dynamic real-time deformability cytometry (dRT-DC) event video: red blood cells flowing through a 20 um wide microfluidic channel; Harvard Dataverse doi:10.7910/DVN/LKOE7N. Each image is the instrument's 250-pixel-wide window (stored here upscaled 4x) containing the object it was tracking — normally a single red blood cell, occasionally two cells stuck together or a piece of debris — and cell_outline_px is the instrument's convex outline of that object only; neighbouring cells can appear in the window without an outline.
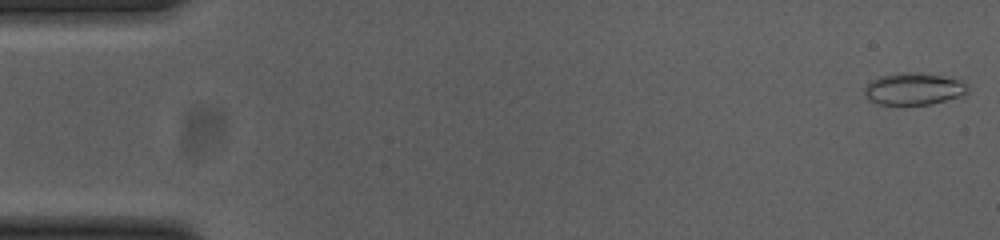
{"species": "common noctule bat (a hibernating species)", "species_latin": "Nyctalus noctula", "temperature_condition": "cold", "stored_images_in_passage": 55, "camera_frame_rate_fps": 3000, "um_per_image_px": 0.085, "animal": {"sex": "female", "body_mass_g": 23.0, "forearm_length_mm": 53.4}, "frame": {"image": 1, "passage_image": 1, "time_ms": 0.0, "image_size_px": [1000, 240], "cell_outline_px": [[968, 92], [960, 96], [932, 104], [880, 104], [868, 100], [864, 92], [864, 88], [872, 80], [880, 76], [896, 72], [916, 72], [960, 76], [968, 84]], "centroid_in_image_um": [77.76, 7.51], "position_along_channel_um": 7.2, "area_um2": 19.88}}
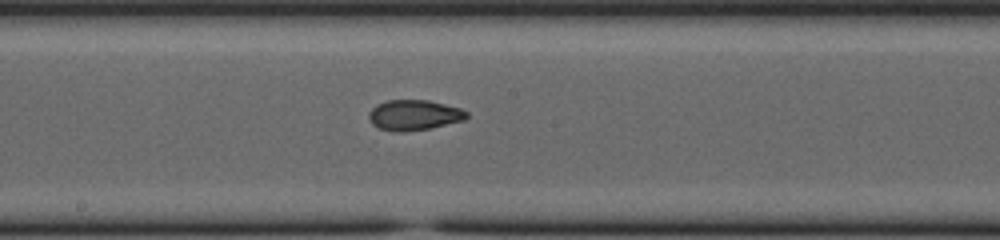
{"frame": {"image": 2, "passage_image": 29, "time_ms": 9.333, "image_size_px": [1000, 240], "cell_outline_px": [[468, 116], [464, 120], [428, 128], [404, 132], [396, 132], [380, 128], [372, 124], [368, 120], [368, 112], [376, 104], [388, 100], [428, 100], [460, 108], [468, 112]], "centroid_in_image_um": [35.16, 9.77], "position_along_channel_um": 213.0, "area_um2": 17.28}}
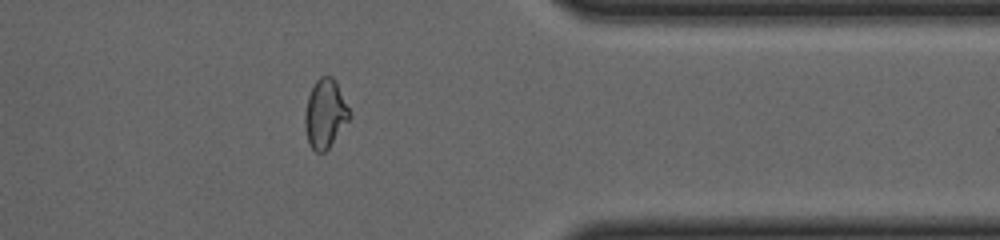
{"frame": {"image": 3, "passage_image": 44, "time_ms": 14.333, "image_size_px": [1000, 240], "cell_outline_px": [[352, 116], [328, 148], [324, 152], [316, 152], [308, 144], [304, 128], [304, 116], [308, 96], [316, 80], [320, 76], [332, 76], [336, 80], [352, 112]], "centroid_in_image_um": [27.65, 9.65], "position_along_channel_um": 383.7, "area_um2": 18.15}, "authors_computed_cell_mechanics": {"area_um2": 18.0914, "velocity_mm_per_s": 3.7079, "shape_relaxation_time_tau1_ms": null, "shape_relaxation_time_tau2_ms": 2.0476, "deformation_change_tau1": null, "deformation_change_tau2": 0.0677}}